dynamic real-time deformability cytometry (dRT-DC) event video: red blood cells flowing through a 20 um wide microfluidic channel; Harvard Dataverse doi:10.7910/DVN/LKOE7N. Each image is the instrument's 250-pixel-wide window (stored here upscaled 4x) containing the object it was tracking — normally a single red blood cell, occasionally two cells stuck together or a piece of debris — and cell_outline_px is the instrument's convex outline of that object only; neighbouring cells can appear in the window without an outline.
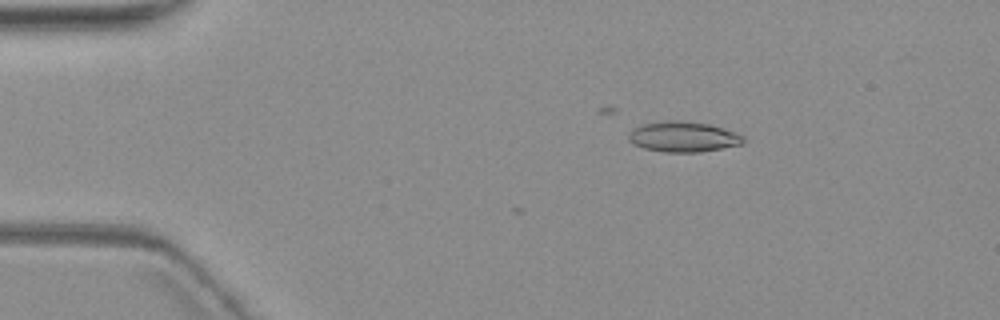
{"species": "common noctule bat (a hibernating species)", "species_latin": "Nyctalus noctula", "temperature_condition": "warm", "stored_images_in_passage": 3, "camera_frame_rate_fps": 3000, "um_per_image_px": 0.085, "animal": {"sex": "female", "body_mass_g": 19.3, "forearm_length_mm": 54.1}, "frame": {"image": 1, "passage_image": 3, "time_ms": 2.333, "image_size_px": [1000, 320], "cell_outline_px": [[744, 144], [700, 152], [664, 152], [644, 148], [628, 140], [628, 136], [640, 124], [664, 120], [684, 120], [708, 124], [736, 132], [744, 136]], "centroid_in_image_um": [58.11, 11.62], "position_along_channel_um": 26.9, "area_um2": 20.35}}